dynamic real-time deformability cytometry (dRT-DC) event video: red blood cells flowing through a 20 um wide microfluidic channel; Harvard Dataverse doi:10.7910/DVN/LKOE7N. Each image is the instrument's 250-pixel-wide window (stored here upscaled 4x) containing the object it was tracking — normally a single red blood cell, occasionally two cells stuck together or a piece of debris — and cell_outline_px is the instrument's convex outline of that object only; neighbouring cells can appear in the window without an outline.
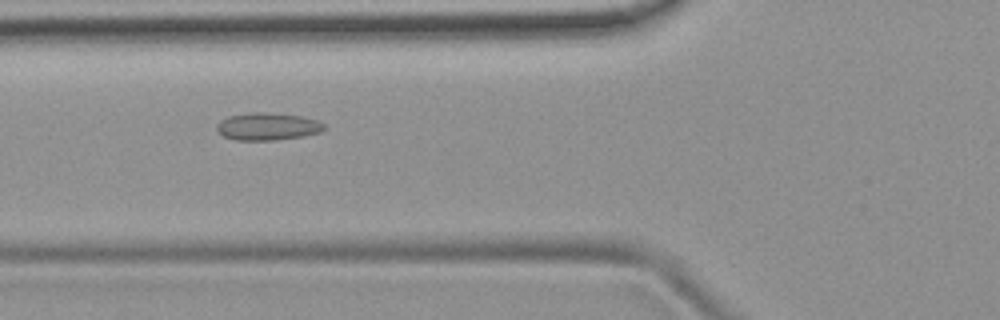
{"species": "common noctule bat (a hibernating species)", "species_latin": "Nyctalus noctula", "temperature_condition": "room temperature", "stored_images_in_passage": 52, "camera_frame_rate_fps": 3000, "um_per_image_px": 0.085, "animal": {"sex": "female", "body_mass_g": 19.9}, "frame": {"image": 1, "passage_image": 20, "time_ms": 6.333, "image_size_px": [1000, 320], "cell_outline_px": [[324, 128], [320, 132], [304, 136], [276, 140], [236, 140], [224, 136], [216, 128], [216, 124], [220, 120], [228, 116], [248, 112], [264, 112], [300, 116], [316, 120], [324, 124]], "centroid_in_image_um": [22.71, 10.75], "position_along_channel_um": 103.1, "area_um2": 17.11}}
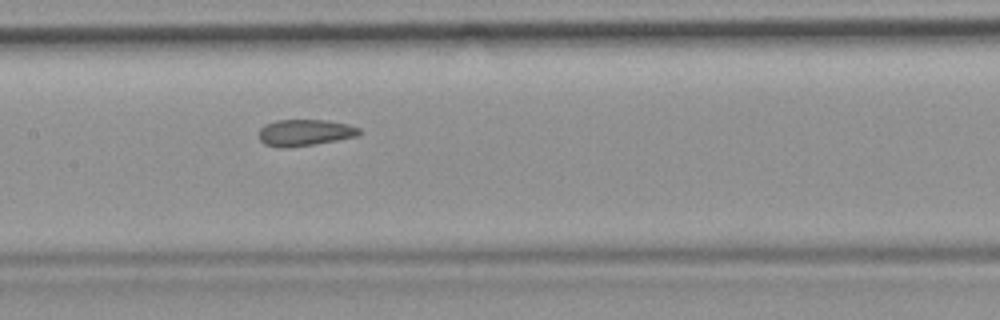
{"frame": {"image": 2, "passage_image": 26, "time_ms": 8.333, "image_size_px": [1000, 320], "cell_outline_px": [[360, 132], [356, 136], [316, 144], [284, 148], [280, 148], [264, 144], [260, 140], [260, 128], [264, 124], [276, 120], [328, 120], [348, 124], [360, 128]], "centroid_in_image_um": [25.89, 11.27], "position_along_channel_um": 181.5, "area_um2": 15.49}}
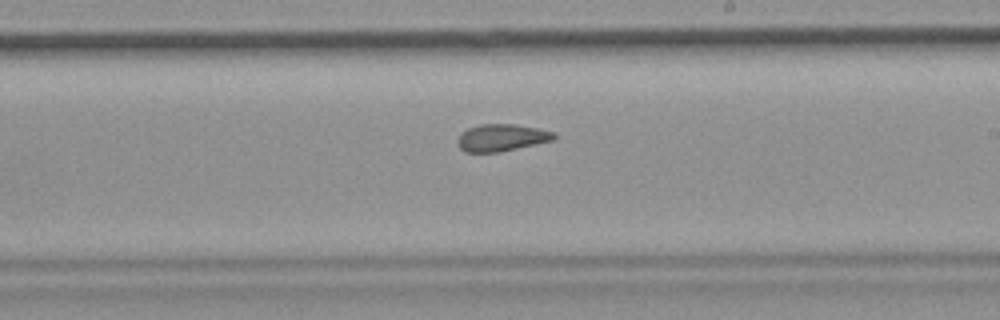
{"frame": {"image": 3, "passage_image": 31, "time_ms": 10.0, "image_size_px": [1000, 320], "cell_outline_px": [[556, 140], [500, 152], [464, 152], [456, 144], [456, 140], [460, 132], [468, 128], [480, 124], [516, 124], [556, 132]], "centroid_in_image_um": [42.63, 11.7], "position_along_channel_um": 246.4, "area_um2": 15.55}, "authors_computed_cell_mechanics": {"area_um2": 16.3574, "velocity_mm_per_s": 3.9231, "shape_relaxation_time_tau1_ms": null, "shape_relaxation_time_tau2_ms": 1.8104, "deformation_change_tau1": null, "deformation_change_tau2": 0.085}}